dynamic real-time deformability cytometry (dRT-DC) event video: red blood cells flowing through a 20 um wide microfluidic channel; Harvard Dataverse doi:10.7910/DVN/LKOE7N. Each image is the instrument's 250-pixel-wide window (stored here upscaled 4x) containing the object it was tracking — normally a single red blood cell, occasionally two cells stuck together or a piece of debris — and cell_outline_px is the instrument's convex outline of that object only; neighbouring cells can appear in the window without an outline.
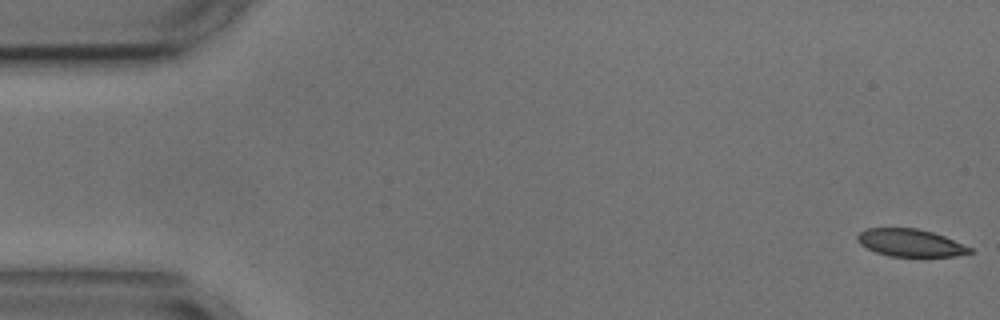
{"species": "common noctule bat (a hibernating species)", "species_latin": "Nyctalus noctula", "temperature_condition": "cold", "stored_images_in_passage": 56, "segment_of_instrument_passage": [1, 2], "camera_frame_rate_fps": 3000, "um_per_image_px": 0.085, "animal": {"sex": "male", "body_mass_g": 17.9, "forearm_length_mm": 54.2}, "frame": {"image": 1, "passage_image": 1, "time_ms": 0.0, "image_size_px": [1000, 320], "cell_outline_px": [[976, 252], [956, 256], [888, 256], [876, 252], [860, 244], [856, 240], [856, 236], [864, 228], [916, 228], [932, 232], [944, 236], [972, 248]], "centroid_in_image_um": [77.38, 20.64], "position_along_channel_um": 7.6, "area_um2": 18.03}}
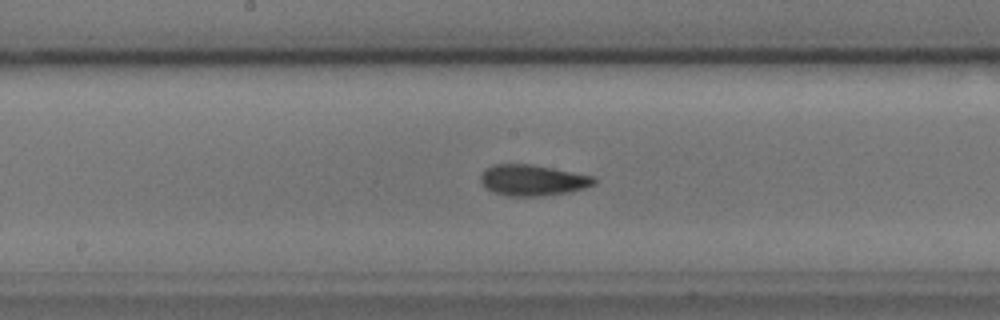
{"frame": {"image": 2, "passage_image": 28, "time_ms": 9.0, "image_size_px": [1000, 320], "cell_outline_px": [[596, 184], [584, 188], [568, 192], [540, 196], [508, 196], [492, 192], [480, 180], [480, 176], [484, 168], [492, 164], [532, 164], [592, 176], [596, 180]], "centroid_in_image_um": [45.24, 15.31], "position_along_channel_um": 203.0, "area_um2": 20.4}}
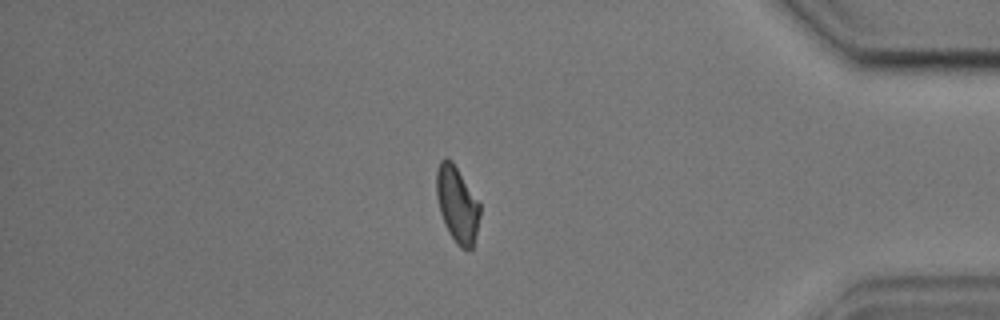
{"frame": {"image": 3, "passage_image": 47, "time_ms": 15.333, "image_size_px": [1000, 320], "cell_outline_px": [[480, 216], [472, 248], [460, 248], [456, 244], [448, 232], [444, 224], [440, 212], [436, 196], [436, 172], [440, 160], [444, 156], [452, 160], [480, 204]], "centroid_in_image_um": [38.83, 17.35], "position_along_channel_um": 396.4, "area_um2": 19.25}}